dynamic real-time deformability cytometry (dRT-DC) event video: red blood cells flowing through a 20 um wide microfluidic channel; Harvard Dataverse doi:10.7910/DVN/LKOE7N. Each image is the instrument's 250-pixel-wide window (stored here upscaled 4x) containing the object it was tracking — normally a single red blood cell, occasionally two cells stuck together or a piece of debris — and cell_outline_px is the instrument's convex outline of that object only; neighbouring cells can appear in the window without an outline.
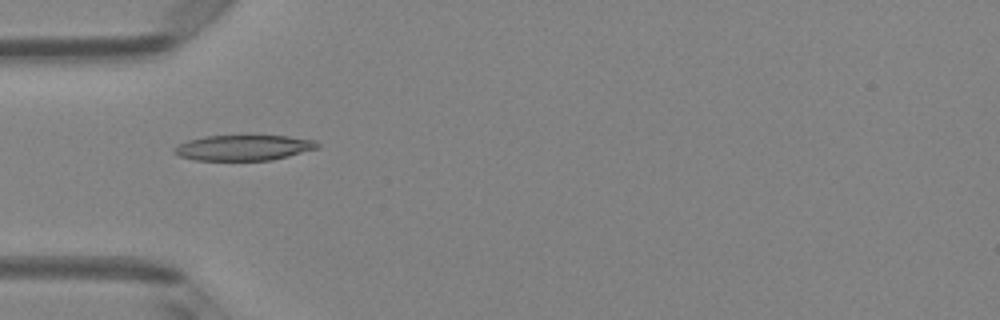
{"species": "Egyptian fruit bat (a non-hibernating species)", "species_latin": "Rousettus aegyptiacus", "temperature_condition": "room temperature", "stored_images_in_passage": 5, "camera_frame_rate_fps": 3000, "um_per_image_px": 0.085, "animal": {"sex": "female"}, "frame": {"image": 1, "passage_image": 5, "time_ms": 1.333, "image_size_px": [1000, 320], "cell_outline_px": [[320, 144], [316, 148], [288, 156], [272, 160], [196, 160], [180, 156], [172, 152], [172, 148], [188, 140], [204, 136], [288, 136], [316, 140]], "centroid_in_image_um": [20.68, 12.55], "position_along_channel_um": 64.3, "area_um2": 21.1}}